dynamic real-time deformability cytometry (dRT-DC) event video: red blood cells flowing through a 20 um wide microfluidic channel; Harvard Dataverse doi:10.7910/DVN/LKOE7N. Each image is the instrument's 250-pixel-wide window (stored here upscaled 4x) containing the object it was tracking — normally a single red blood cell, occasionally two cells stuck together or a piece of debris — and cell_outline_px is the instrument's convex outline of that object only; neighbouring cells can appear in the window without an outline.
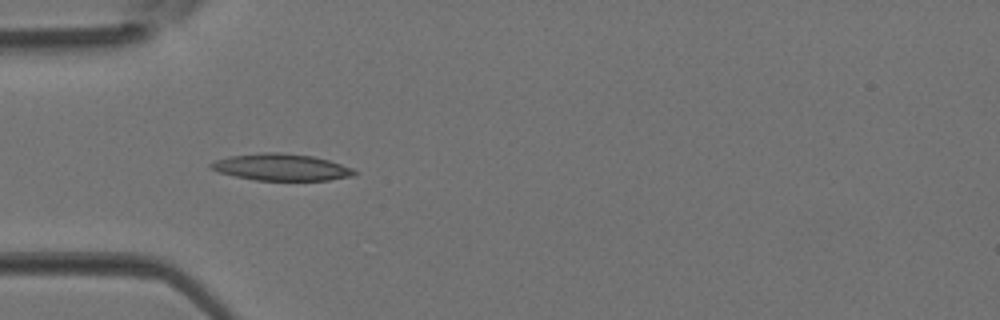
{"species": "Egyptian fruit bat (a non-hibernating species)", "species_latin": "Rousettus aegyptiacus", "temperature_condition": "room temperature", "stored_images_in_passage": 4, "camera_frame_rate_fps": 3000, "um_per_image_px": 0.085, "animal": {"sex": "female"}, "frame": {"image": 1, "passage_image": 3, "time_ms": 0.667, "image_size_px": [1000, 320], "cell_outline_px": [[356, 172], [352, 176], [328, 180], [256, 180], [236, 176], [220, 172], [212, 168], [208, 164], [216, 160], [228, 156], [260, 152], [280, 152], [312, 156], [328, 160], [352, 168]], "centroid_in_image_um": [23.89, 14.2], "position_along_channel_um": 61.1, "area_um2": 22.14}}
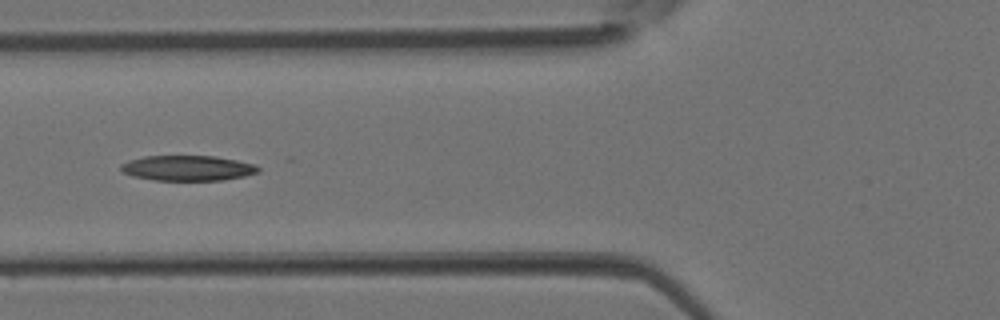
{"frame": {"image": 2, "passage_image": 4, "time_ms": 1.0, "image_size_px": [1000, 320], "cell_outline_px": [[260, 172], [244, 176], [220, 180], [152, 180], [132, 176], [120, 172], [120, 164], [128, 160], [144, 156], [216, 156], [256, 164], [260, 168]], "centroid_in_image_um": [15.92, 14.28], "position_along_channel_um": 109.9, "area_um2": 20.4}}